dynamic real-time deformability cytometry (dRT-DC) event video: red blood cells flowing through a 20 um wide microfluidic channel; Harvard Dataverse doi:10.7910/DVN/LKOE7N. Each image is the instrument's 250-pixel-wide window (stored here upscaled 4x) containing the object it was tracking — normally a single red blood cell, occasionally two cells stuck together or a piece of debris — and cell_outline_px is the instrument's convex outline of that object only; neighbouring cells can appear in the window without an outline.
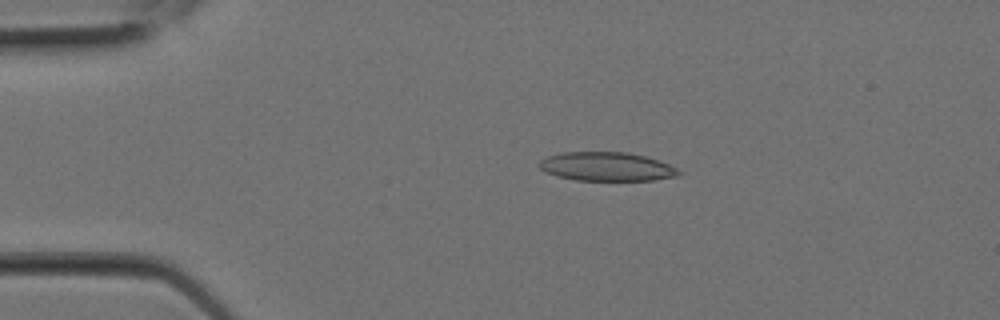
{"species": "Egyptian fruit bat (a non-hibernating species)", "species_latin": "Rousettus aegyptiacus", "temperature_condition": "room temperature", "stored_images_in_passage": 2, "camera_frame_rate_fps": 3000, "um_per_image_px": 0.085, "animal": {"sex": "female"}, "frame": {"image": 1, "passage_image": 2, "time_ms": 0.333, "image_size_px": [1000, 320], "cell_outline_px": [[684, 172], [676, 176], [656, 180], [576, 180], [556, 176], [540, 168], [540, 160], [548, 156], [560, 152], [628, 152], [644, 156], [668, 164]], "centroid_in_image_um": [51.58, 14.16], "position_along_channel_um": 33.4, "area_um2": 23.29}}